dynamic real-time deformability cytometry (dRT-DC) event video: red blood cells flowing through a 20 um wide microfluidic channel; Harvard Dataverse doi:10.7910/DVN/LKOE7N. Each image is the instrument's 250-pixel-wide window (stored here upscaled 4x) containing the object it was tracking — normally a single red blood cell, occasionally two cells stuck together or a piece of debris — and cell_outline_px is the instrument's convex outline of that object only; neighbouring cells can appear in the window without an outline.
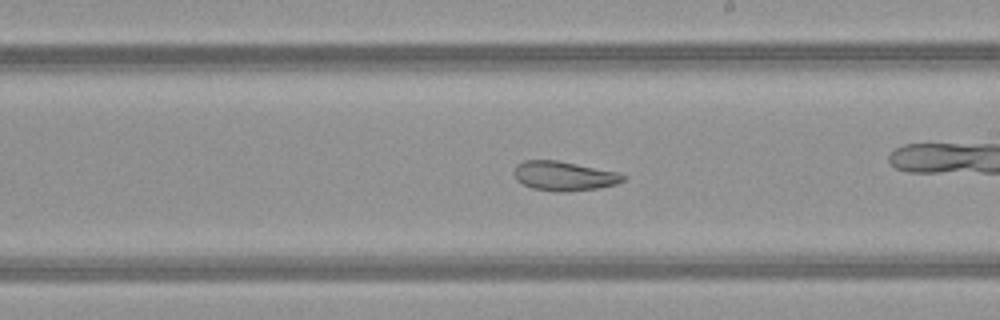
{"species": "common noctule bat (a hibernating species)", "species_latin": "Nyctalus noctula", "temperature_condition": "warm", "stored_images_in_passage": 52, "camera_frame_rate_fps": 3000, "um_per_image_px": 0.085, "animal": {"sex": "female", "body_mass_g": 21.9}, "frame": {"image": 1, "passage_image": 30, "time_ms": 9.667, "image_size_px": [1000, 320], "cell_outline_px": [[624, 180], [616, 184], [596, 188], [564, 192], [556, 192], [532, 188], [516, 180], [512, 172], [516, 164], [524, 160], [556, 160], [620, 172], [624, 176]], "centroid_in_image_um": [47.9, 14.95], "position_along_channel_um": 241.1, "area_um2": 18.73}, "authors_computed_cell_mechanics": {"area_um2": 26.2123, "velocity_mm_per_s": 4.0454, "shape_relaxation_time_tau1_ms": null, "shape_relaxation_time_tau2_ms": 4.1281, "deformation_change_tau1": null, "deformation_change_tau2": 0.1114}}